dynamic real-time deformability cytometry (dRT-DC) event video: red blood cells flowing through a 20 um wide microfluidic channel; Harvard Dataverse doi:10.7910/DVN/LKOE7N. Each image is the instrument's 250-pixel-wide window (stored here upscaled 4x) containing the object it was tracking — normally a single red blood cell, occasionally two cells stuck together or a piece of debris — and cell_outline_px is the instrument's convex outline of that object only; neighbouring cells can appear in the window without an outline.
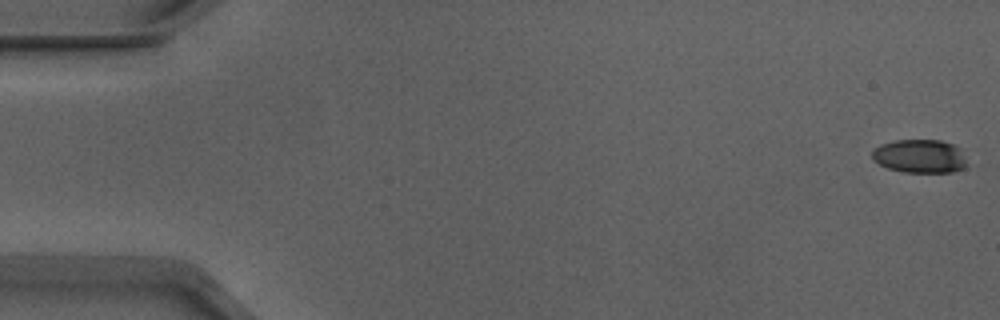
{"species": "Egyptian fruit bat (a non-hibernating species)", "species_latin": "Rousettus aegyptiacus", "temperature_condition": "warm", "stored_images_in_passage": 48, "camera_frame_rate_fps": 3000, "um_per_image_px": 0.085, "animal": {"sex": "male"}, "frame": {"image": 1, "passage_image": 1, "time_ms": 0.0, "image_size_px": [1000, 320], "cell_outline_px": [[964, 168], [952, 172], [904, 172], [888, 168], [872, 160], [872, 152], [880, 144], [896, 140], [940, 140], [952, 144], [960, 148], [964, 156]], "centroid_in_image_um": [78.16, 13.27], "position_along_channel_um": 6.8, "area_um2": 18.38}}
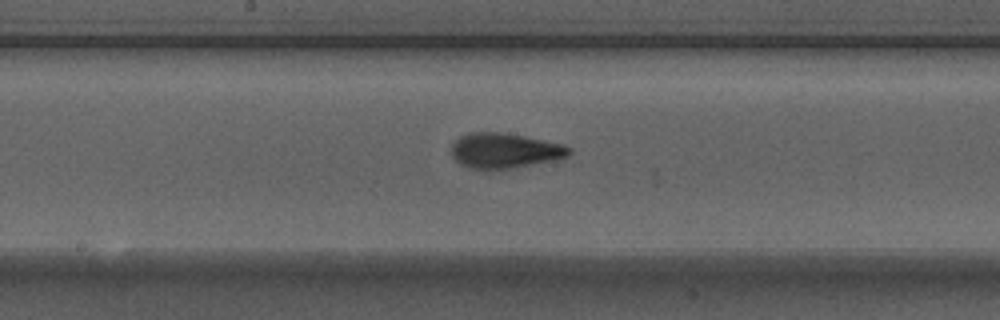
{"frame": {"image": 2, "passage_image": 28, "time_ms": 9.0, "image_size_px": [1000, 320], "cell_outline_px": [[572, 152], [568, 156], [556, 160], [492, 172], [468, 168], [460, 164], [452, 156], [452, 144], [460, 136], [468, 132], [500, 132], [524, 136], [564, 144], [572, 148]], "centroid_in_image_um": [42.89, 12.83], "position_along_channel_um": 205.3, "area_um2": 24.74}}
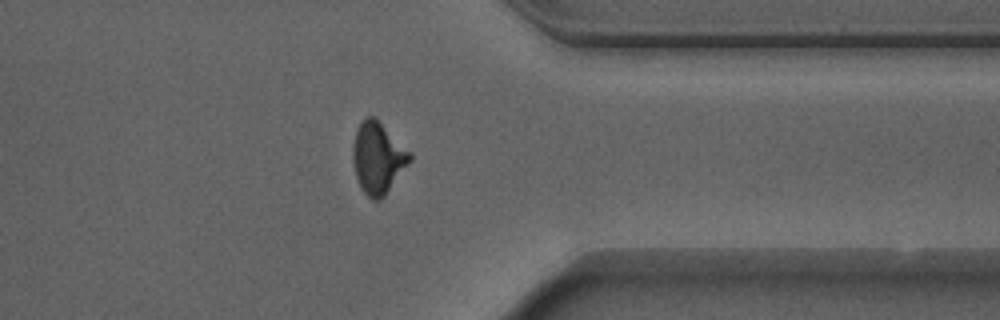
{"frame": {"image": 3, "passage_image": 42, "time_ms": 13.667, "image_size_px": [1000, 320], "cell_outline_px": [[412, 160], [384, 196], [380, 200], [372, 200], [364, 192], [356, 176], [352, 160], [352, 148], [356, 132], [360, 124], [368, 116], [372, 116], [412, 152]], "centroid_in_image_um": [32.14, 13.45], "position_along_channel_um": 379.3, "area_um2": 23.35}, "authors_computed_cell_mechanics": {"area_um2": 22.5709, "velocity_mm_per_s": 3.9154, "shape_relaxation_time_tau1_ms": 4.2161, "shape_relaxation_time_tau2_ms": 1.5062, "deformation_change_tau1": 0.1745, "deformation_change_tau2": 0.1028}}